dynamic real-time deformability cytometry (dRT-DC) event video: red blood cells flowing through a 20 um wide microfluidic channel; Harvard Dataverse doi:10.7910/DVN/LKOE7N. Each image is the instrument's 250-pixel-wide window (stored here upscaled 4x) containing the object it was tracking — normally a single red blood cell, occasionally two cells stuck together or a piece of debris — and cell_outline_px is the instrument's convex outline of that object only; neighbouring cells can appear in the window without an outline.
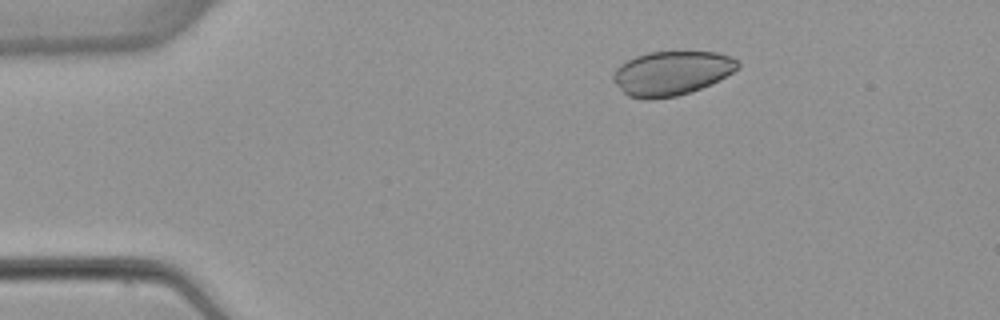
{"species": "common noctule bat (a hibernating species)", "species_latin": "Nyctalus noctula", "temperature_condition": "warm", "stored_images_in_passage": 4, "camera_frame_rate_fps": 3000, "um_per_image_px": 0.085, "animal": {"sex": "female", "body_mass_g": 22.7, "forearm_length_mm": 54.2}, "frame": {"image": 1, "passage_image": 4, "time_ms": 4.0, "image_size_px": [1000, 320], "cell_outline_px": [[740, 64], [732, 72], [692, 92], [676, 96], [648, 100], [628, 96], [612, 80], [612, 76], [616, 68], [620, 64], [636, 56], [648, 52], [676, 48], [716, 52], [728, 56], [736, 60]], "centroid_in_image_um": [57.05, 6.17], "position_along_channel_um": 28.0, "area_um2": 32.66}}